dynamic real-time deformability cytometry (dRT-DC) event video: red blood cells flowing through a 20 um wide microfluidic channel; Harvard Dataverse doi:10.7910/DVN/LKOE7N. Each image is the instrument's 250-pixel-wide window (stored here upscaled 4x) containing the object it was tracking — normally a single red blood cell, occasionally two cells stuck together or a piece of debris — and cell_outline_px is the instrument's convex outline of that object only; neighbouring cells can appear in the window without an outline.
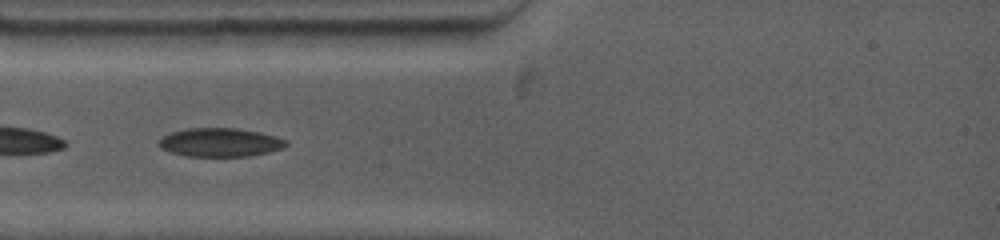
{"species": "common noctule bat (a hibernating species)", "species_latin": "Nyctalus noctula", "temperature_condition": "warm", "stored_images_in_passage": 3, "camera_frame_rate_fps": 4500, "um_per_image_px": 0.085, "animal": {"sex": "female", "body_mass_g": 19.0, "forearm_length_mm": 53.3}, "frame": {"image": 1, "passage_image": 2, "time_ms": 0.667, "image_size_px": [1000, 240], "cell_outline_px": [[288, 144], [284, 148], [268, 152], [248, 156], [188, 156], [168, 152], [160, 148], [156, 144], [164, 136], [172, 132], [188, 128], [236, 128], [260, 132], [276, 136], [288, 140]], "centroid_in_image_um": [18.72, 12.1], "position_along_channel_um": 66.3, "area_um2": 21.33}}
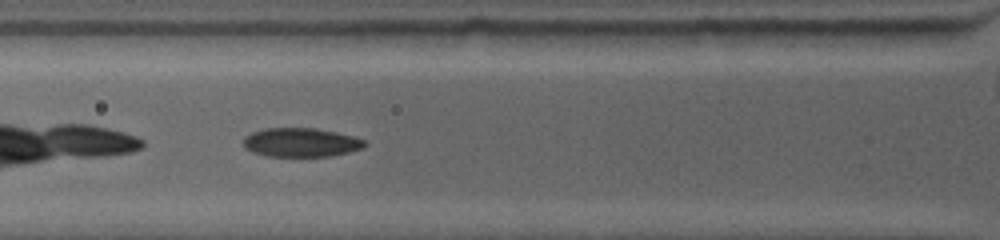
{"frame": {"image": 2, "passage_image": 3, "time_ms": 1.556, "image_size_px": [1000, 240], "cell_outline_px": [[368, 144], [364, 148], [348, 152], [328, 156], [268, 156], [252, 152], [244, 148], [244, 136], [252, 132], [264, 128], [316, 128], [336, 132], [352, 136], [364, 140]], "centroid_in_image_um": [25.57, 12.1], "position_along_channel_um": 100.2, "area_um2": 20.46}}